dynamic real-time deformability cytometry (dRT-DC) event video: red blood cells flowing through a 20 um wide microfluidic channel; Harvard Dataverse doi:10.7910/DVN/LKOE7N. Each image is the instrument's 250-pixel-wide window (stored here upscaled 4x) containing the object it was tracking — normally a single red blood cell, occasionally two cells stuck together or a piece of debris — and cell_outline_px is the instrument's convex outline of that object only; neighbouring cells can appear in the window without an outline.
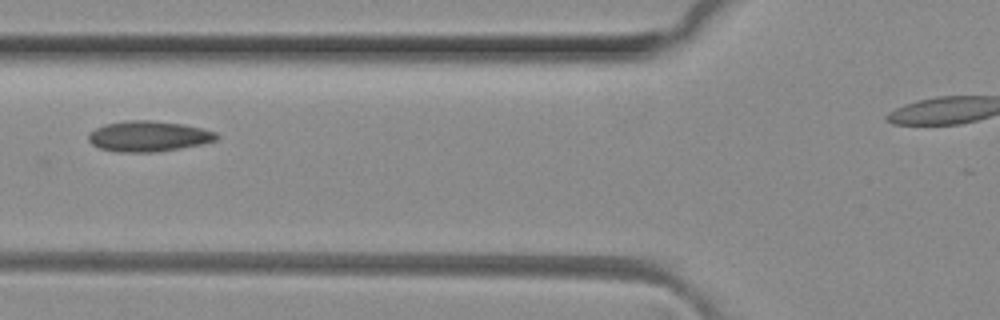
{"species": "common noctule bat (a hibernating species)", "species_latin": "Nyctalus noctula", "temperature_condition": "room temperature", "stored_images_in_passage": 20, "camera_frame_rate_fps": 3000, "um_per_image_px": 0.085, "animal": {"sex": "female", "body_mass_g": 29.2, "forearm_length_mm": 56.3}, "frame": {"image": 1, "passage_image": 8, "time_ms": 2.333, "image_size_px": [1000, 320], "cell_outline_px": [[220, 136], [216, 140], [200, 144], [180, 148], [156, 152], [116, 152], [100, 148], [92, 144], [88, 140], [88, 132], [104, 124], [124, 120], [152, 120], [184, 124], [216, 132]], "centroid_in_image_um": [12.59, 11.57], "position_along_channel_um": 113.2, "area_um2": 22.95}}
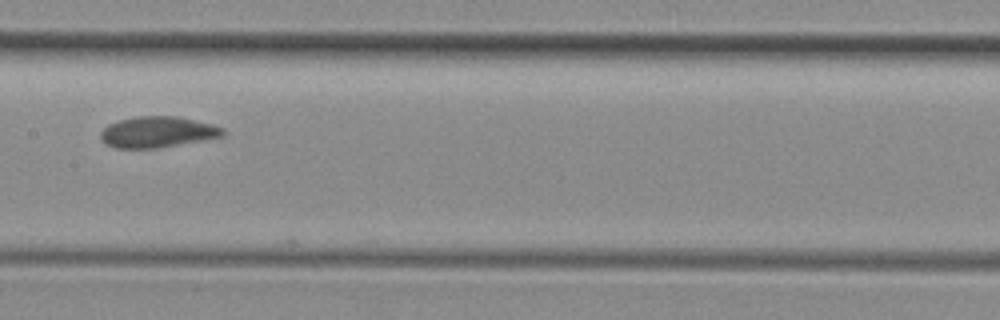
{"frame": {"image": 2, "passage_image": 14, "time_ms": 4.333, "image_size_px": [1000, 320], "cell_outline_px": [[224, 136], [156, 148], [116, 148], [100, 140], [100, 132], [108, 124], [120, 120], [136, 116], [176, 116], [196, 120], [212, 124], [224, 128]], "centroid_in_image_um": [13.38, 11.21], "position_along_channel_um": 194.0, "area_um2": 21.96}}
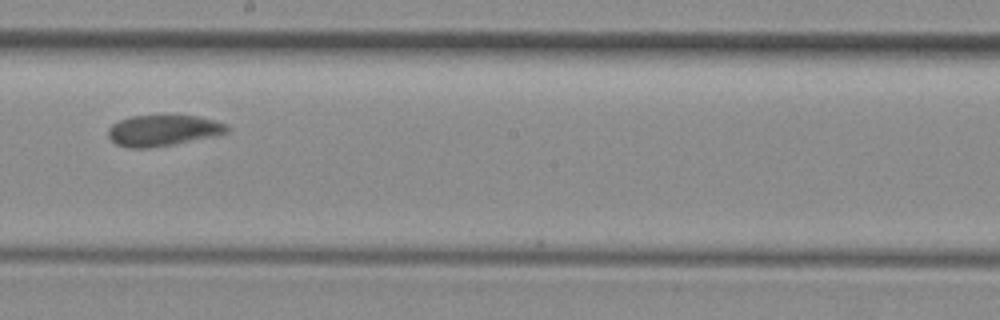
{"frame": {"image": 3, "passage_image": 17, "time_ms": 5.333, "image_size_px": [1000, 320], "cell_outline_px": [[232, 128], [228, 132], [220, 136], [148, 148], [128, 148], [116, 144], [108, 136], [108, 128], [112, 124], [120, 120], [132, 116], [160, 112], [168, 112], [196, 116], [228, 124]], "centroid_in_image_um": [13.91, 11.04], "position_along_channel_um": 234.3, "area_um2": 22.6}}